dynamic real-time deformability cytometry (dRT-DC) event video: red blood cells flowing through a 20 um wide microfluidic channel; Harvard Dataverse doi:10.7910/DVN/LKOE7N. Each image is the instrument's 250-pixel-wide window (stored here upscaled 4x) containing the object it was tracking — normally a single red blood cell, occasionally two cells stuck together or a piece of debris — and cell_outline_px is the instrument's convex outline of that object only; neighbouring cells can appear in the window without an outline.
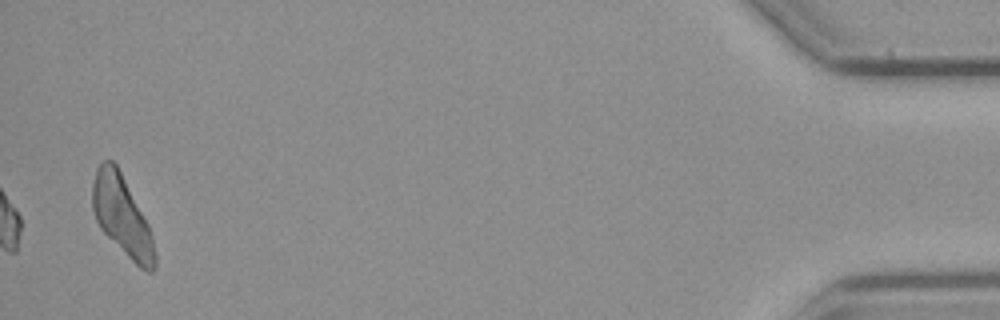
{"species": "common noctule bat (a hibernating species)", "species_latin": "Nyctalus noctula", "temperature_condition": "cold", "stored_images_in_passage": 40, "segment_of_instrument_passage": [2, 2], "camera_frame_rate_fps": 3000, "um_per_image_px": 0.085, "animal": {"sex": "male", "body_mass_g": 23.1, "forearm_length_mm": 52.7}, "frame": {"image": 1, "passage_image": 40, "time_ms": 13.0, "image_size_px": [1000, 320], "cell_outline_px": [[156, 268], [152, 272], [148, 272], [140, 268], [100, 228], [96, 220], [92, 208], [92, 184], [96, 168], [104, 160], [112, 160], [116, 164], [148, 224], [152, 236], [156, 256]], "centroid_in_image_um": [10.37, 18.36], "position_along_channel_um": 424.8, "area_um2": 28.5}}